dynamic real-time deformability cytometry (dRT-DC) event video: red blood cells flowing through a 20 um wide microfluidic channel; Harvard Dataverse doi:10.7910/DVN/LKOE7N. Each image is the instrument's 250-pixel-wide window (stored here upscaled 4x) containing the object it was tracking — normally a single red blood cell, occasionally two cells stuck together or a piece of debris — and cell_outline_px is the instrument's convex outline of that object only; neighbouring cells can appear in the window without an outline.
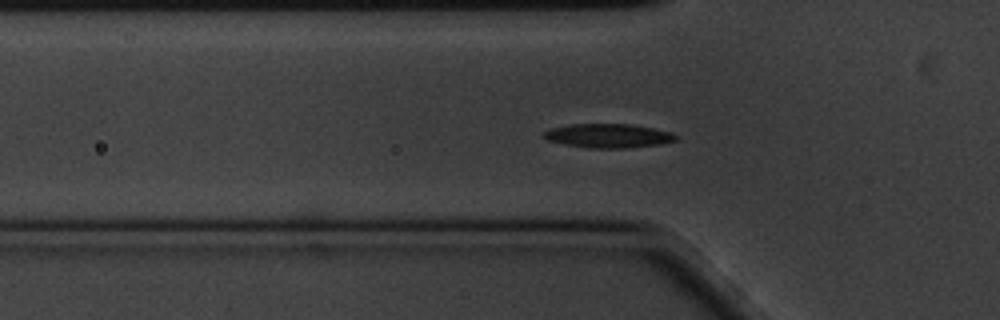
{"species": "common noctule bat (a hibernating species)", "species_latin": "Nyctalus noctula", "temperature_condition": "cold", "stored_images_in_passage": 42, "camera_frame_rate_fps": 3000, "um_per_image_px": 0.085, "animal": {"sex": "male", "body_mass_g": 20.1, "forearm_length_mm": 53.5}, "frame": {"image": 1, "passage_image": 11, "time_ms": 3.333, "image_size_px": [1000, 320], "cell_outline_px": [[676, 140], [660, 144], [624, 148], [588, 148], [564, 144], [548, 140], [540, 136], [544, 132], [552, 128], [572, 124], [632, 124], [672, 132], [676, 136]], "centroid_in_image_um": [51.68, 11.54], "position_along_channel_um": 74.1, "area_um2": 18.38}}
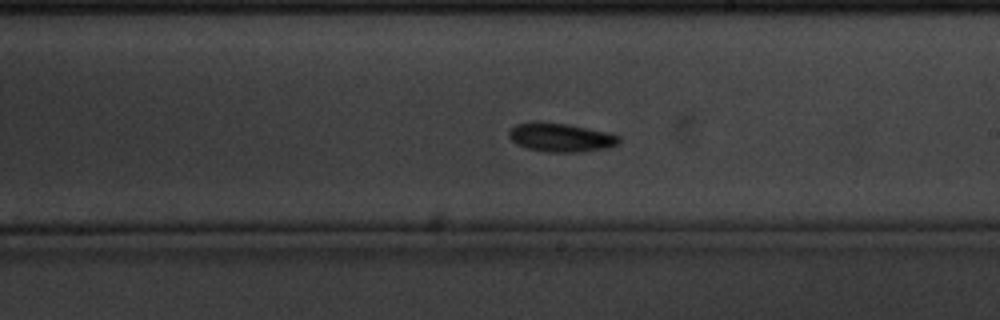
{"frame": {"image": 2, "passage_image": 26, "time_ms": 8.333, "image_size_px": [1000, 320], "cell_outline_px": [[620, 144], [608, 148], [584, 152], [544, 152], [524, 148], [516, 144], [508, 136], [508, 132], [516, 124], [540, 120], [568, 124], [608, 132], [620, 136]], "centroid_in_image_um": [47.67, 11.68], "position_along_channel_um": 241.3, "area_um2": 18.96}}
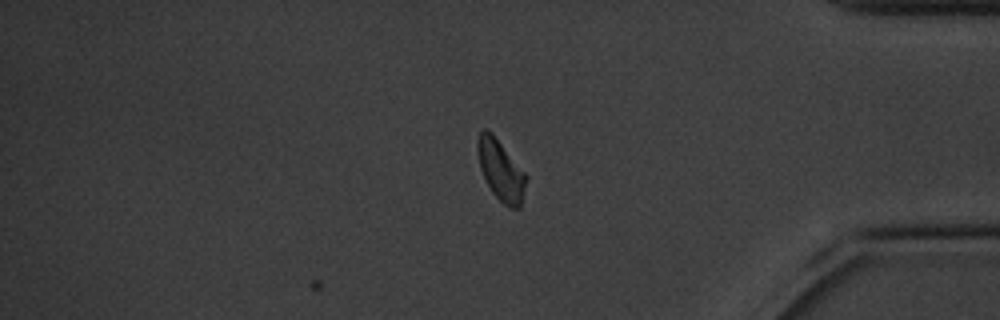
{"frame": {"image": 3, "passage_image": 42, "time_ms": 13.667, "image_size_px": [1000, 320], "cell_outline_px": [[528, 176], [520, 208], [508, 208], [492, 192], [480, 168], [476, 148], [476, 140], [480, 132], [484, 128], [500, 144]], "centroid_in_image_um": [42.56, 14.52], "position_along_channel_um": 392.6, "area_um2": 16.65}, "authors_computed_cell_mechanics": {"area_um2": 17.5134, "velocity_mm_per_s": 3.3378, "shape_relaxation_time_tau1_ms": 2.6843, "shape_relaxation_time_tau2_ms": null, "deformation_change_tau1": 0.0969, "deformation_change_tau2": null}}